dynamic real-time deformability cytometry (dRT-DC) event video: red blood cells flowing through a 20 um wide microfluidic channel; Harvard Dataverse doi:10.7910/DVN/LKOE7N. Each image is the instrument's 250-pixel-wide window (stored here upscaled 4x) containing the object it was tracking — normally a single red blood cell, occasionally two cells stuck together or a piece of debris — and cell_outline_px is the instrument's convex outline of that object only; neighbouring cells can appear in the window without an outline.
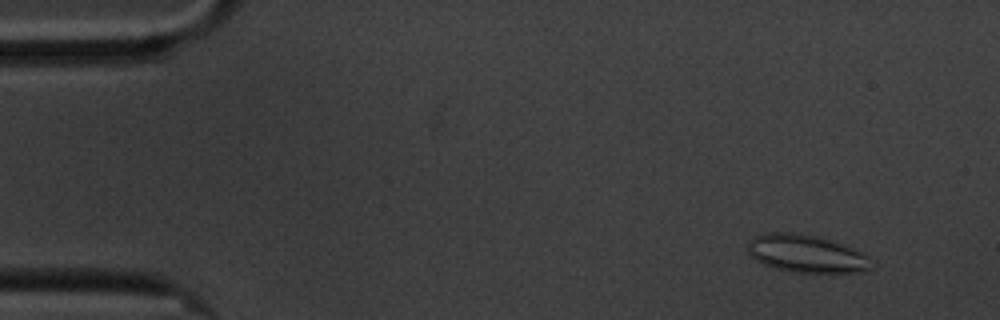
{"species": "common noctule bat (a hibernating species)", "species_latin": "Nyctalus noctula", "temperature_condition": "cold", "stored_images_in_passage": 12, "camera_frame_rate_fps": 3000, "um_per_image_px": 0.085, "animal": {"sex": "male", "body_mass_g": 20.1, "forearm_length_mm": 53.5}, "frame": {"image": 1, "passage_image": 4, "time_ms": 1.0, "image_size_px": [1000, 320], "cell_outline_px": [[876, 264], [872, 268], [860, 272], [792, 272], [776, 268], [764, 264], [756, 260], [748, 252], [748, 244], [756, 236], [768, 232], [792, 232], [812, 236], [828, 240], [840, 244], [860, 252], [868, 256]], "centroid_in_image_um": [68.56, 21.58], "position_along_channel_um": 16.4, "area_um2": 26.7}}